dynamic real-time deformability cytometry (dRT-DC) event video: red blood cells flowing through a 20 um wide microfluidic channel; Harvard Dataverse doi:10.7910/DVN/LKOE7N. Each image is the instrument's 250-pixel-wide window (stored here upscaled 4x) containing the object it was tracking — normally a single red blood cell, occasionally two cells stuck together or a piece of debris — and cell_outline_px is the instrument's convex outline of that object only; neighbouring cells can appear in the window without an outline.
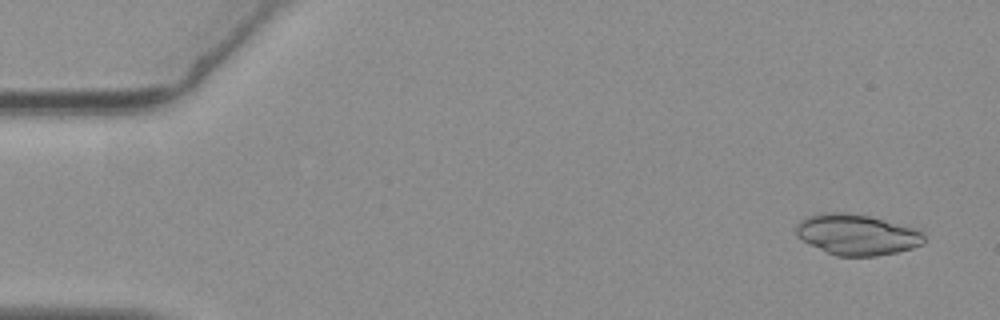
{"species": "common noctule bat (a hibernating species)", "species_latin": "Nyctalus noctula", "temperature_condition": "warm", "stored_images_in_passage": 56, "camera_frame_rate_fps": 3000, "um_per_image_px": 0.085, "animal": {"sex": "female", "body_mass_g": 19.3, "forearm_length_mm": 54.1}, "frame": {"image": 1, "passage_image": 3, "time_ms": 0.667, "image_size_px": [1000, 320], "cell_outline_px": [[924, 240], [920, 244], [912, 248], [896, 252], [876, 256], [836, 256], [796, 236], [796, 224], [800, 220], [808, 216], [828, 212], [836, 212], [868, 216], [920, 228], [924, 236]], "centroid_in_image_um": [72.87, 19.94], "position_along_channel_um": 12.1, "area_um2": 30.11}}
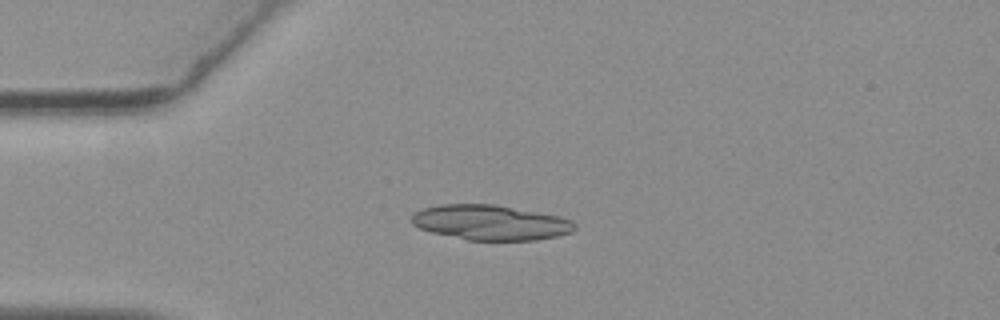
{"frame": {"image": 2, "passage_image": 14, "time_ms": 4.333, "image_size_px": [1000, 320], "cell_outline_px": [[576, 228], [572, 232], [556, 236], [536, 240], [468, 240], [432, 232], [420, 228], [412, 224], [412, 216], [416, 212], [424, 208], [440, 204], [496, 204], [556, 216], [572, 220], [576, 224]], "centroid_in_image_um": [41.7, 18.91], "position_along_channel_um": 43.3, "area_um2": 33.06}}